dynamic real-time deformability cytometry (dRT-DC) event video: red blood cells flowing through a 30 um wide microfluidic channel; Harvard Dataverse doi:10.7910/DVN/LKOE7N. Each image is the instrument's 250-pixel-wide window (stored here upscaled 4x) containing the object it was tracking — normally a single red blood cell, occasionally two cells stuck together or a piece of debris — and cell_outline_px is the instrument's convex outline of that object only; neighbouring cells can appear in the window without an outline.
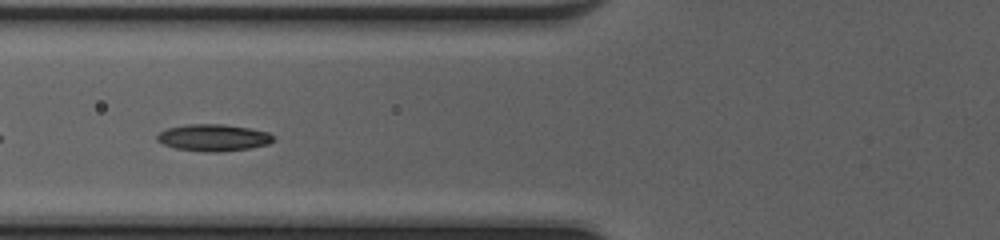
{"species": "common noctule bat (a hibernating species)", "species_latin": "Nyctalus noctula", "temperature_condition": "cold", "stored_images_in_passage": 35, "camera_frame_rate_fps": 3000, "um_per_image_px": 0.085, "animal": {"sex": "female", "body_mass_g": 20.0, "forearm_length_mm": 54.0}, "frame": {"image": 1, "passage_image": 6, "time_ms": 1.667, "image_size_px": [1000, 240], "cell_outline_px": [[276, 140], [268, 144], [248, 148], [220, 152], [204, 152], [176, 148], [164, 144], [156, 140], [156, 136], [160, 132], [168, 128], [184, 124], [224, 124], [248, 128], [268, 132], [276, 136]], "centroid_in_image_um": [18.16, 11.7], "position_along_channel_um": 107.6, "area_um2": 18.26}}
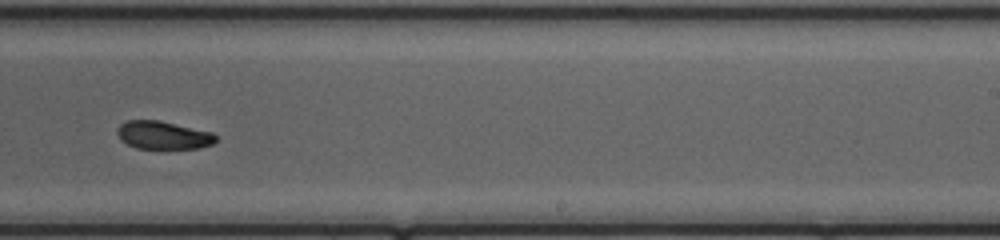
{"frame": {"image": 2, "passage_image": 18, "time_ms": 5.667, "image_size_px": [1000, 240], "cell_outline_px": [[216, 140], [212, 144], [200, 148], [136, 148], [120, 140], [116, 132], [116, 128], [120, 124], [128, 120], [160, 120], [212, 132], [216, 136]], "centroid_in_image_um": [13.84, 11.48], "position_along_channel_um": 275.2, "area_um2": 16.13}}
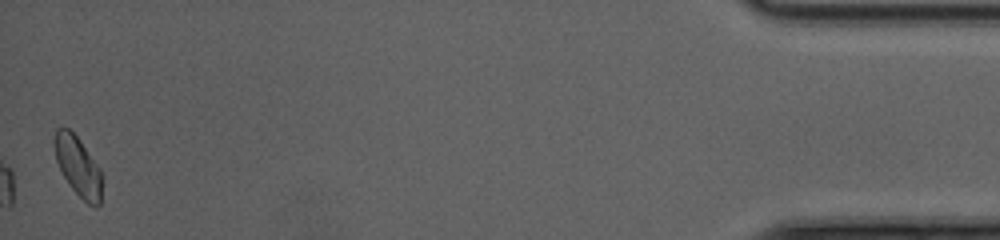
{"frame": {"image": 3, "passage_image": 35, "time_ms": 11.333, "image_size_px": [1000, 240], "cell_outline_px": [[104, 176], [100, 204], [96, 208], [88, 204], [72, 188], [64, 176], [56, 160], [56, 128], [68, 128], [80, 140], [100, 168]], "centroid_in_image_um": [6.71, 14.2], "position_along_channel_um": 428.5, "area_um2": 16.3}, "authors_computed_cell_mechanics": {"area_um2": 16.9932, "velocity_mm_per_s": 4.1885, "shape_relaxation_time_tau1_ms": 5.2986, "shape_relaxation_time_tau2_ms": 3.9525, "deformation_change_tau1": 0.1257, "deformation_change_tau2": 0.0831}}